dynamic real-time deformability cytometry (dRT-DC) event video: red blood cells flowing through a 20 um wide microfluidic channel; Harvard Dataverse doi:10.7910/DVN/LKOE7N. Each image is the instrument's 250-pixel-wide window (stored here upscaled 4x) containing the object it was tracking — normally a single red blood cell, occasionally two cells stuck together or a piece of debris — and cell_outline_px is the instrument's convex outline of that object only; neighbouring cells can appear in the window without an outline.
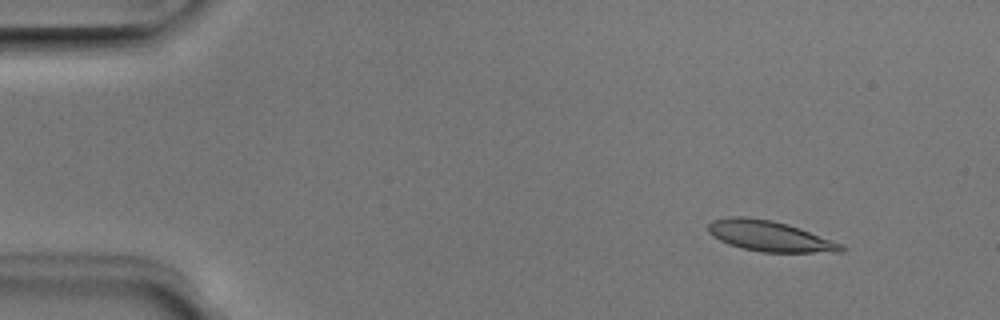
{"species": "Egyptian fruit bat (a non-hibernating species)", "species_latin": "Rousettus aegyptiacus", "temperature_condition": "room temperature", "stored_images_in_passage": 5, "camera_frame_rate_fps": 3000, "um_per_image_px": 0.085, "animal": {"sex": "male"}, "frame": {"image": 1, "passage_image": 1, "time_ms": 0.0, "image_size_px": [1000, 320], "cell_outline_px": [[848, 248], [844, 252], [760, 252], [728, 244], [712, 236], [708, 232], [708, 224], [712, 220], [728, 216], [748, 216], [772, 220], [788, 224], [800, 228], [844, 244]], "centroid_in_image_um": [65.44, 20.06], "position_along_channel_um": 19.6, "area_um2": 23.99}}
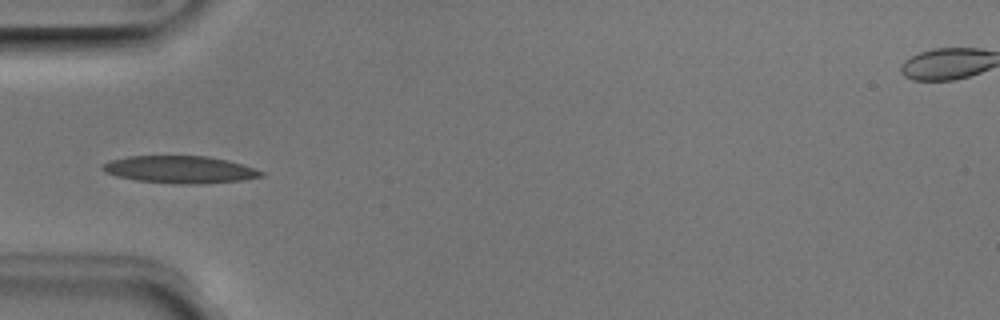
{"frame": {"image": 2, "passage_image": 4, "time_ms": 1.0, "image_size_px": [1000, 320], "cell_outline_px": [[264, 176], [244, 180], [196, 184], [172, 184], [136, 180], [116, 176], [104, 172], [100, 168], [100, 164], [108, 160], [128, 156], [208, 156], [228, 160], [264, 172]], "centroid_in_image_um": [15.22, 14.41], "position_along_channel_um": 69.8, "area_um2": 25.43}}